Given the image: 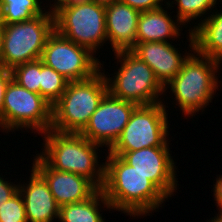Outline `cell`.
<instances>
[{"label":"cell","mask_w":222,"mask_h":222,"mask_svg":"<svg viewBox=\"0 0 222 222\" xmlns=\"http://www.w3.org/2000/svg\"><path fill=\"white\" fill-rule=\"evenodd\" d=\"M41 4L40 0H0V20L3 24L30 20L45 13Z\"/></svg>","instance_id":"obj_20"},{"label":"cell","mask_w":222,"mask_h":222,"mask_svg":"<svg viewBox=\"0 0 222 222\" xmlns=\"http://www.w3.org/2000/svg\"><path fill=\"white\" fill-rule=\"evenodd\" d=\"M0 222H27L24 201L19 191L2 203Z\"/></svg>","instance_id":"obj_24"},{"label":"cell","mask_w":222,"mask_h":222,"mask_svg":"<svg viewBox=\"0 0 222 222\" xmlns=\"http://www.w3.org/2000/svg\"><path fill=\"white\" fill-rule=\"evenodd\" d=\"M207 222H222V213H218L217 216L212 217V219Z\"/></svg>","instance_id":"obj_32"},{"label":"cell","mask_w":222,"mask_h":222,"mask_svg":"<svg viewBox=\"0 0 222 222\" xmlns=\"http://www.w3.org/2000/svg\"><path fill=\"white\" fill-rule=\"evenodd\" d=\"M163 7L151 11H143L138 18L136 42H169L180 39L183 25ZM181 27V28H180ZM174 38V39H173Z\"/></svg>","instance_id":"obj_17"},{"label":"cell","mask_w":222,"mask_h":222,"mask_svg":"<svg viewBox=\"0 0 222 222\" xmlns=\"http://www.w3.org/2000/svg\"><path fill=\"white\" fill-rule=\"evenodd\" d=\"M3 33H4V24L0 20V67H1V56H2Z\"/></svg>","instance_id":"obj_31"},{"label":"cell","mask_w":222,"mask_h":222,"mask_svg":"<svg viewBox=\"0 0 222 222\" xmlns=\"http://www.w3.org/2000/svg\"><path fill=\"white\" fill-rule=\"evenodd\" d=\"M101 190L112 210L136 218L150 215L168 199L146 176L120 156L108 153ZM157 209V210H156Z\"/></svg>","instance_id":"obj_1"},{"label":"cell","mask_w":222,"mask_h":222,"mask_svg":"<svg viewBox=\"0 0 222 222\" xmlns=\"http://www.w3.org/2000/svg\"><path fill=\"white\" fill-rule=\"evenodd\" d=\"M13 80L25 89L40 94L41 60L26 62L12 70Z\"/></svg>","instance_id":"obj_23"},{"label":"cell","mask_w":222,"mask_h":222,"mask_svg":"<svg viewBox=\"0 0 222 222\" xmlns=\"http://www.w3.org/2000/svg\"><path fill=\"white\" fill-rule=\"evenodd\" d=\"M140 13L120 0L105 7L107 41L112 52L131 50L136 45Z\"/></svg>","instance_id":"obj_16"},{"label":"cell","mask_w":222,"mask_h":222,"mask_svg":"<svg viewBox=\"0 0 222 222\" xmlns=\"http://www.w3.org/2000/svg\"><path fill=\"white\" fill-rule=\"evenodd\" d=\"M69 81L41 61L40 95L52 106L60 99Z\"/></svg>","instance_id":"obj_22"},{"label":"cell","mask_w":222,"mask_h":222,"mask_svg":"<svg viewBox=\"0 0 222 222\" xmlns=\"http://www.w3.org/2000/svg\"><path fill=\"white\" fill-rule=\"evenodd\" d=\"M188 33L187 40L190 42L191 54L184 61L177 75L164 88L165 93L168 88L171 89L175 104L180 107L183 115L193 117L200 110L203 112L219 89L217 77L222 62L199 54L195 50L192 31Z\"/></svg>","instance_id":"obj_2"},{"label":"cell","mask_w":222,"mask_h":222,"mask_svg":"<svg viewBox=\"0 0 222 222\" xmlns=\"http://www.w3.org/2000/svg\"><path fill=\"white\" fill-rule=\"evenodd\" d=\"M164 102L138 105L122 133L108 151H136L147 147H169L168 113Z\"/></svg>","instance_id":"obj_8"},{"label":"cell","mask_w":222,"mask_h":222,"mask_svg":"<svg viewBox=\"0 0 222 222\" xmlns=\"http://www.w3.org/2000/svg\"><path fill=\"white\" fill-rule=\"evenodd\" d=\"M19 189V185L14 184L13 182L5 181L3 175H0V207L3 202L9 200L14 196Z\"/></svg>","instance_id":"obj_27"},{"label":"cell","mask_w":222,"mask_h":222,"mask_svg":"<svg viewBox=\"0 0 222 222\" xmlns=\"http://www.w3.org/2000/svg\"><path fill=\"white\" fill-rule=\"evenodd\" d=\"M43 151L38 155L53 169L71 172L89 179L98 189L104 184L105 164H99V148L81 134L48 130Z\"/></svg>","instance_id":"obj_3"},{"label":"cell","mask_w":222,"mask_h":222,"mask_svg":"<svg viewBox=\"0 0 222 222\" xmlns=\"http://www.w3.org/2000/svg\"><path fill=\"white\" fill-rule=\"evenodd\" d=\"M120 156L128 165L146 176L167 198L176 193V162L170 147H147L136 151H107Z\"/></svg>","instance_id":"obj_11"},{"label":"cell","mask_w":222,"mask_h":222,"mask_svg":"<svg viewBox=\"0 0 222 222\" xmlns=\"http://www.w3.org/2000/svg\"><path fill=\"white\" fill-rule=\"evenodd\" d=\"M120 68L110 77L104 73L108 93L118 99L130 101L136 105H150L162 102L165 88L155 77L153 70L131 50L114 52ZM109 76V77H108Z\"/></svg>","instance_id":"obj_5"},{"label":"cell","mask_w":222,"mask_h":222,"mask_svg":"<svg viewBox=\"0 0 222 222\" xmlns=\"http://www.w3.org/2000/svg\"><path fill=\"white\" fill-rule=\"evenodd\" d=\"M174 46L172 42H136L131 51L150 66L157 80L165 87L191 54L186 50V55H183Z\"/></svg>","instance_id":"obj_14"},{"label":"cell","mask_w":222,"mask_h":222,"mask_svg":"<svg viewBox=\"0 0 222 222\" xmlns=\"http://www.w3.org/2000/svg\"><path fill=\"white\" fill-rule=\"evenodd\" d=\"M29 182L19 183L27 222H53L59 219L60 207L56 203L44 178L32 167Z\"/></svg>","instance_id":"obj_15"},{"label":"cell","mask_w":222,"mask_h":222,"mask_svg":"<svg viewBox=\"0 0 222 222\" xmlns=\"http://www.w3.org/2000/svg\"><path fill=\"white\" fill-rule=\"evenodd\" d=\"M213 198L216 201V206L218 208V213H222V175L217 176L216 182L213 185Z\"/></svg>","instance_id":"obj_28"},{"label":"cell","mask_w":222,"mask_h":222,"mask_svg":"<svg viewBox=\"0 0 222 222\" xmlns=\"http://www.w3.org/2000/svg\"><path fill=\"white\" fill-rule=\"evenodd\" d=\"M89 1H92L93 3H96L98 5L106 7V6H109L110 4L114 3L117 0H89Z\"/></svg>","instance_id":"obj_30"},{"label":"cell","mask_w":222,"mask_h":222,"mask_svg":"<svg viewBox=\"0 0 222 222\" xmlns=\"http://www.w3.org/2000/svg\"><path fill=\"white\" fill-rule=\"evenodd\" d=\"M88 48L60 35L56 30L48 37L40 60L69 82L93 77L103 67ZM102 65V66H101Z\"/></svg>","instance_id":"obj_10"},{"label":"cell","mask_w":222,"mask_h":222,"mask_svg":"<svg viewBox=\"0 0 222 222\" xmlns=\"http://www.w3.org/2000/svg\"><path fill=\"white\" fill-rule=\"evenodd\" d=\"M55 30L93 54L107 42L105 7L89 0H74L54 14Z\"/></svg>","instance_id":"obj_7"},{"label":"cell","mask_w":222,"mask_h":222,"mask_svg":"<svg viewBox=\"0 0 222 222\" xmlns=\"http://www.w3.org/2000/svg\"><path fill=\"white\" fill-rule=\"evenodd\" d=\"M13 79L12 71L10 69H5L0 67V130L3 131V106H4V96L8 84Z\"/></svg>","instance_id":"obj_25"},{"label":"cell","mask_w":222,"mask_h":222,"mask_svg":"<svg viewBox=\"0 0 222 222\" xmlns=\"http://www.w3.org/2000/svg\"><path fill=\"white\" fill-rule=\"evenodd\" d=\"M137 106L135 103L115 98L107 93L80 134L109 150L119 138Z\"/></svg>","instance_id":"obj_12"},{"label":"cell","mask_w":222,"mask_h":222,"mask_svg":"<svg viewBox=\"0 0 222 222\" xmlns=\"http://www.w3.org/2000/svg\"><path fill=\"white\" fill-rule=\"evenodd\" d=\"M53 4L50 2L49 11H47L50 14L57 13L62 7H65L67 5H70L74 0H53Z\"/></svg>","instance_id":"obj_29"},{"label":"cell","mask_w":222,"mask_h":222,"mask_svg":"<svg viewBox=\"0 0 222 222\" xmlns=\"http://www.w3.org/2000/svg\"><path fill=\"white\" fill-rule=\"evenodd\" d=\"M54 30V15L47 10L30 20L4 24L1 67L12 70L20 64L40 59Z\"/></svg>","instance_id":"obj_6"},{"label":"cell","mask_w":222,"mask_h":222,"mask_svg":"<svg viewBox=\"0 0 222 222\" xmlns=\"http://www.w3.org/2000/svg\"><path fill=\"white\" fill-rule=\"evenodd\" d=\"M107 93L103 70L89 79L69 82L60 99L52 106L51 130L80 134Z\"/></svg>","instance_id":"obj_4"},{"label":"cell","mask_w":222,"mask_h":222,"mask_svg":"<svg viewBox=\"0 0 222 222\" xmlns=\"http://www.w3.org/2000/svg\"><path fill=\"white\" fill-rule=\"evenodd\" d=\"M121 2L129 5L130 7L143 12V11H151L156 10L158 8L164 7L162 5L165 0H120Z\"/></svg>","instance_id":"obj_26"},{"label":"cell","mask_w":222,"mask_h":222,"mask_svg":"<svg viewBox=\"0 0 222 222\" xmlns=\"http://www.w3.org/2000/svg\"><path fill=\"white\" fill-rule=\"evenodd\" d=\"M36 155L32 167L44 178L59 207L87 200L99 190L89 179L53 169Z\"/></svg>","instance_id":"obj_13"},{"label":"cell","mask_w":222,"mask_h":222,"mask_svg":"<svg viewBox=\"0 0 222 222\" xmlns=\"http://www.w3.org/2000/svg\"><path fill=\"white\" fill-rule=\"evenodd\" d=\"M212 14L204 16L199 20L197 26L194 24L192 31L195 50L204 56L222 62V11L213 10Z\"/></svg>","instance_id":"obj_18"},{"label":"cell","mask_w":222,"mask_h":222,"mask_svg":"<svg viewBox=\"0 0 222 222\" xmlns=\"http://www.w3.org/2000/svg\"><path fill=\"white\" fill-rule=\"evenodd\" d=\"M102 203V204H101ZM103 205V206H101ZM112 210L111 204L106 200L104 193L99 189L92 197L87 200L71 203L60 207V222H105L101 216V208ZM100 209V210H99ZM111 209V210H110Z\"/></svg>","instance_id":"obj_19"},{"label":"cell","mask_w":222,"mask_h":222,"mask_svg":"<svg viewBox=\"0 0 222 222\" xmlns=\"http://www.w3.org/2000/svg\"><path fill=\"white\" fill-rule=\"evenodd\" d=\"M172 4H176L177 6V15L175 18L184 26L189 24L192 20H198L201 16L204 20L205 18L203 15L207 14L206 12H209V10H214L216 4L219 3H217V0H174L171 2L169 0L164 6H167L165 8L169 10L171 7H174Z\"/></svg>","instance_id":"obj_21"},{"label":"cell","mask_w":222,"mask_h":222,"mask_svg":"<svg viewBox=\"0 0 222 222\" xmlns=\"http://www.w3.org/2000/svg\"><path fill=\"white\" fill-rule=\"evenodd\" d=\"M51 126L52 105L40 94L25 89L12 79L4 96L3 132L24 128L42 135Z\"/></svg>","instance_id":"obj_9"}]
</instances>
